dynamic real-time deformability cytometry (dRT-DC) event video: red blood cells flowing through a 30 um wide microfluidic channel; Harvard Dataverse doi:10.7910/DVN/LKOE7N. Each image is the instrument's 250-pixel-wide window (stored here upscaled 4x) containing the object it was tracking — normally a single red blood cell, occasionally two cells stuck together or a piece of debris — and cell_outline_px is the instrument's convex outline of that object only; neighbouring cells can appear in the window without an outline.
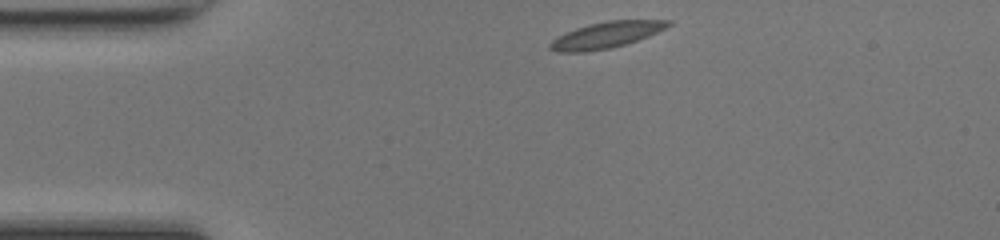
{"species": "common noctule bat (a hibernating species)", "species_latin": "Nyctalus noctula", "temperature_condition": "room temperature", "stored_images_in_passage": 40, "camera_frame_rate_fps": 3000, "um_per_image_px": 0.085, "animal": {"sex": "female", "body_mass_g": 17.0, "forearm_length_mm": 48.0}, "frame": {"image": 1, "passage_image": 1, "time_ms": 0.0, "image_size_px": [1000, 240], "cell_outline_px": [[672, 24], [648, 36], [612, 48], [584, 52], [556, 52], [548, 48], [548, 44], [556, 36], [576, 28], [588, 24], [608, 20], [672, 20]], "centroid_in_image_um": [51.47, 2.98], "position_along_channel_um": 33.5, "area_um2": 18.03}}
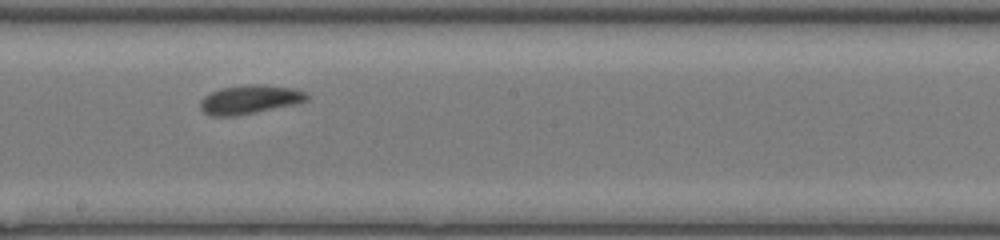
{"frame": {"image": 2, "passage_image": 18, "time_ms": 5.667, "image_size_px": [1000, 240], "cell_outline_px": [[308, 100], [300, 104], [236, 116], [212, 116], [204, 112], [200, 108], [200, 100], [204, 96], [220, 88], [248, 84], [264, 84], [296, 88], [308, 92]], "centroid_in_image_um": [21.3, 8.45], "position_along_channel_um": 226.9, "area_um2": 18.38}}
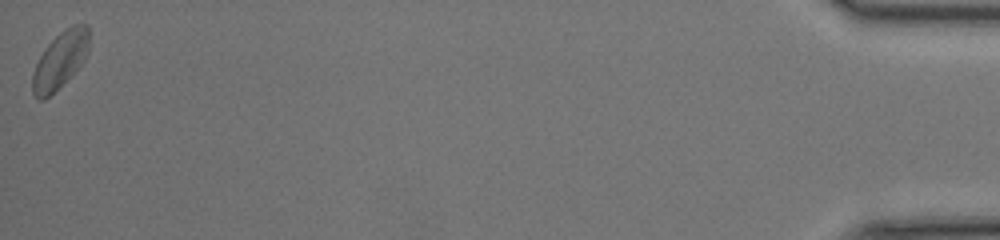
{"frame": {"image": 3, "passage_image": 40, "time_ms": 13.0, "image_size_px": [1000, 240], "cell_outline_px": [[88, 52], [84, 60], [44, 100], [40, 100], [32, 92], [32, 72], [40, 56], [48, 44], [64, 28], [72, 24], [88, 24]], "centroid_in_image_um": [5.09, 5.06], "position_along_channel_um": 430.1, "area_um2": 18.15}, "authors_computed_cell_mechanics": {"area_um2": 17.4845, "velocity_mm_per_s": 4.2009, "shape_relaxation_time_tau1_ms": 2.0274, "shape_relaxation_time_tau2_ms": 1.8391, "deformation_change_tau1": 0.0928, "deformation_change_tau2": 0.0668}}